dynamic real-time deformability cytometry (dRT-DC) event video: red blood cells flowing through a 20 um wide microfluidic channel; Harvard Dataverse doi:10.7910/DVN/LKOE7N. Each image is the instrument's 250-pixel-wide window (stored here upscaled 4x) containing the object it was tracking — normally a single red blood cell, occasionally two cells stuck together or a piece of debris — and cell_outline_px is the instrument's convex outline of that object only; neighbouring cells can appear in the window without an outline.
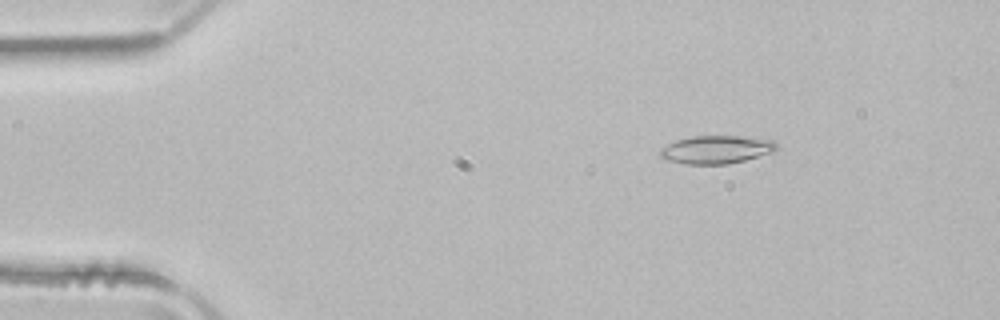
{"species": "common noctule bat (a hibernating species)", "species_latin": "Nyctalus noctula", "temperature_condition": "room temperature", "stored_images_in_passage": 51, "camera_frame_rate_fps": 3000, "um_per_image_px": 0.085, "animal": {"sex": "male", "body_mass_g": 21.5, "forearm_length_mm": 52.0}, "frame": {"image": 1, "passage_image": 8, "time_ms": 2.333, "image_size_px": [1000, 320], "cell_outline_px": [[780, 148], [776, 152], [728, 164], [684, 164], [664, 160], [660, 156], [660, 148], [676, 140], [692, 136], [744, 136], [772, 140]], "centroid_in_image_um": [60.9, 12.72], "position_along_channel_um": 24.1, "area_um2": 19.31}}
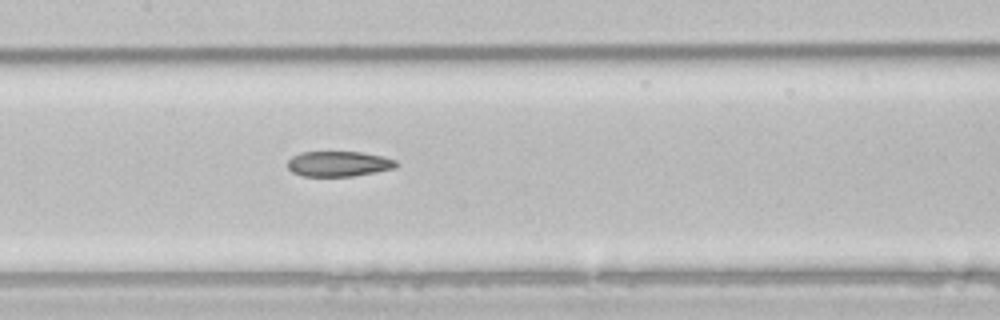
{"frame": {"image": 2, "passage_image": 25, "time_ms": 8.0, "image_size_px": [1000, 320], "cell_outline_px": [[396, 168], [376, 172], [352, 176], [304, 176], [292, 172], [288, 168], [288, 160], [292, 156], [300, 152], [360, 152], [380, 156], [396, 160]], "centroid_in_image_um": [28.76, 13.93], "position_along_channel_um": 178.6, "area_um2": 15.9}}
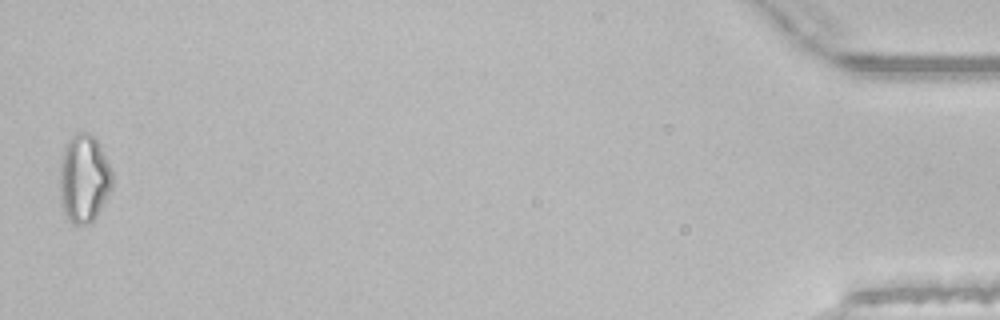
{"frame": {"image": 3, "passage_image": 51, "time_ms": 16.667, "image_size_px": [1000, 320], "cell_outline_px": [[112, 188], [96, 216], [88, 224], [72, 224], [64, 212], [60, 200], [60, 164], [64, 144], [72, 136], [80, 132], [88, 132], [96, 140], [112, 168]], "centroid_in_image_um": [7.12, 15.17], "position_along_channel_um": 428.1, "area_um2": 26.93}, "authors_computed_cell_mechanics": {"area_um2": 18.6116, "velocity_mm_per_s": 3.9829, "shape_relaxation_time_tau1_ms": null, "shape_relaxation_time_tau2_ms": 6.5188, "deformation_change_tau1": null, "deformation_change_tau2": 0.1532}}